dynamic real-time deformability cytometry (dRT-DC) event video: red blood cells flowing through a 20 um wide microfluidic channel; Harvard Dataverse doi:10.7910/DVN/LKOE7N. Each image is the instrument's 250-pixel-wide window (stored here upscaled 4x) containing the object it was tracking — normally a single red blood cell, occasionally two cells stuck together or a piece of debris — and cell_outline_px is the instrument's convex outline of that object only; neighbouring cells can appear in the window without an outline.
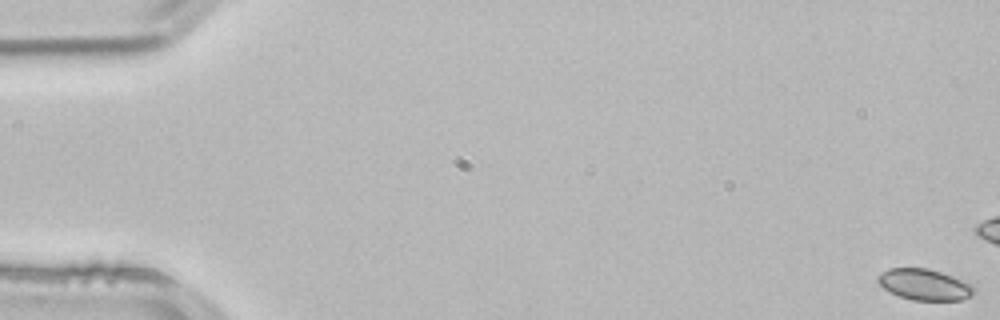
{"species": "common noctule bat (a hibernating species)", "species_latin": "Nyctalus noctula", "temperature_condition": "room temperature", "stored_images_in_passage": 6, "camera_frame_rate_fps": 3000, "um_per_image_px": 0.085, "animal": {"sex": "male", "body_mass_g": 21.5, "forearm_length_mm": 52.0}, "frame": {"image": 1, "passage_image": 1, "time_ms": 0.0, "image_size_px": [1000, 320], "cell_outline_px": [[976, 292], [972, 296], [960, 300], [912, 300], [900, 296], [884, 288], [876, 280], [876, 276], [880, 272], [888, 268], [928, 268], [952, 276], [972, 284], [976, 288]], "centroid_in_image_um": [78.59, 24.18], "position_along_channel_um": 6.4, "area_um2": 17.51}}